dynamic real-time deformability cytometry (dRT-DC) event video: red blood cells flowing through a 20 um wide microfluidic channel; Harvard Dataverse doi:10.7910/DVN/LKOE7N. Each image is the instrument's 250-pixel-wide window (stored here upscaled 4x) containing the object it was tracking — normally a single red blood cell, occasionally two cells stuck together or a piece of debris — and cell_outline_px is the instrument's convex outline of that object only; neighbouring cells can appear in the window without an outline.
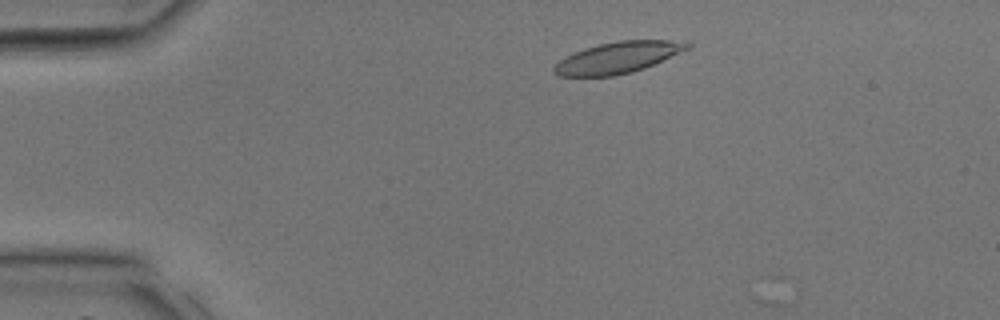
{"species": "common noctule bat (a hibernating species)", "species_latin": "Nyctalus noctula", "temperature_condition": "room temperature", "stored_images_in_passage": 6, "camera_frame_rate_fps": 3000, "um_per_image_px": 0.085, "animal": {"sex": "male", "body_mass_g": 17.9, "forearm_length_mm": 54.2}, "frame": {"image": 1, "passage_image": 4, "time_ms": 1.0, "image_size_px": [1000, 320], "cell_outline_px": [[692, 48], [644, 68], [632, 72], [612, 76], [560, 76], [552, 72], [552, 68], [560, 60], [584, 48], [616, 40], [688, 40], [692, 44]], "centroid_in_image_um": [52.6, 4.87], "position_along_channel_um": 32.4, "area_um2": 24.45}}